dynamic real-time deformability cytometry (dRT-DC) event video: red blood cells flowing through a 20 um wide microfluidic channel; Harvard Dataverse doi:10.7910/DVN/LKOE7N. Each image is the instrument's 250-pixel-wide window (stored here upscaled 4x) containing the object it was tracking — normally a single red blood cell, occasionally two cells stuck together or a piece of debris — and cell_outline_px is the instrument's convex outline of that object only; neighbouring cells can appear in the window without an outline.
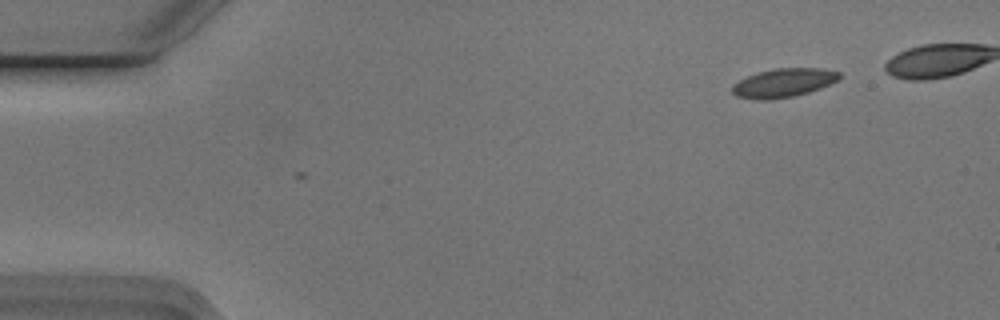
{"species": "Egyptian fruit bat (a non-hibernating species)", "species_latin": "Rousettus aegyptiacus", "temperature_condition": "cold", "stored_images_in_passage": 4, "camera_frame_rate_fps": 3000, "um_per_image_px": 0.085, "animal": {"sex": "male"}, "frame": {"image": 1, "passage_image": 4, "time_ms": 1.0, "image_size_px": [1000, 320], "cell_outline_px": [[840, 76], [836, 80], [820, 88], [808, 92], [792, 96], [764, 100], [736, 96], [732, 92], [732, 84], [748, 76], [760, 72], [776, 68], [820, 68], [840, 72]], "centroid_in_image_um": [66.58, 7.03], "position_along_channel_um": 18.4, "area_um2": 17.51}}